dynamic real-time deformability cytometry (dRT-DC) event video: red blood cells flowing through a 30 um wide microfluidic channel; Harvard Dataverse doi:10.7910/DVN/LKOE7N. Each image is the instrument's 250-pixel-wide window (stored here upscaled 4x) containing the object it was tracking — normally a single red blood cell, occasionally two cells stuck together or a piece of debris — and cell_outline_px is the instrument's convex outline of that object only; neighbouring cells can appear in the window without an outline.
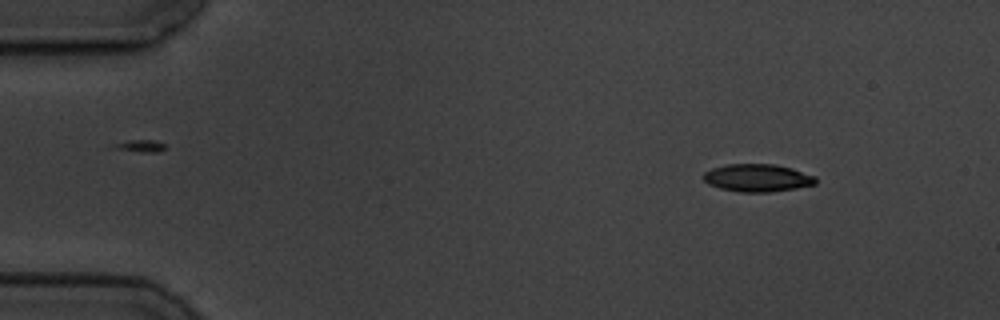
{"species": "common noctule bat (a hibernating species)", "species_latin": "Nyctalus noctula", "temperature_condition": "cold", "stored_images_in_passage": 4, "camera_frame_rate_fps": 3000, "um_per_image_px": 0.085, "animal": {"sex": "male", "body_mass_g": 19.5, "forearm_length_mm": 54.6}, "frame": {"image": 1, "passage_image": 1, "time_ms": 0.0, "image_size_px": [1000, 320], "cell_outline_px": [[816, 184], [796, 188], [772, 192], [740, 192], [720, 188], [708, 184], [704, 180], [704, 172], [712, 168], [724, 164], [776, 164], [792, 168], [816, 176]], "centroid_in_image_um": [64.39, 15.11], "position_along_channel_um": 20.6, "area_um2": 18.21}}
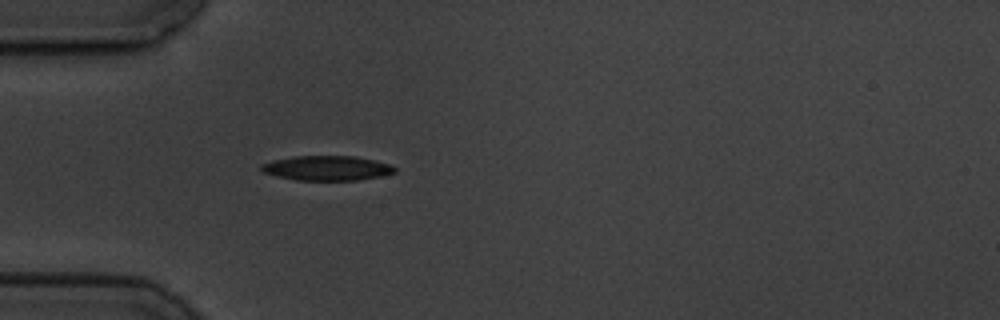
{"frame": {"image": 2, "passage_image": 4, "time_ms": 3.333, "image_size_px": [1000, 320], "cell_outline_px": [[396, 172], [380, 176], [356, 180], [296, 180], [276, 176], [264, 172], [260, 168], [260, 164], [272, 160], [296, 156], [356, 156], [376, 160], [392, 164], [396, 168]], "centroid_in_image_um": [27.81, 14.28], "position_along_channel_um": 57.2, "area_um2": 19.31}}